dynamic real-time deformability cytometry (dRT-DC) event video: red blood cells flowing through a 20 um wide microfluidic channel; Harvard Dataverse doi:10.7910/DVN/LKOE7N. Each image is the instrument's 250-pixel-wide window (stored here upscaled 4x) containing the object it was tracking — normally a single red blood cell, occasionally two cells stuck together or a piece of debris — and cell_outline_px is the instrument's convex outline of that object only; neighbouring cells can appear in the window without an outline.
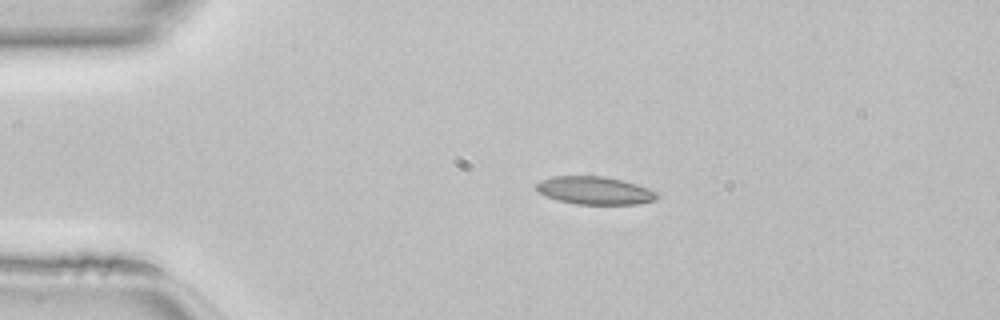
{"species": "common noctule bat (a hibernating species)", "species_latin": "Nyctalus noctula", "temperature_condition": "room temperature", "stored_images_in_passage": 38, "camera_frame_rate_fps": 3000, "um_per_image_px": 0.085, "animal": {"sex": "female", "body_mass_g": 22.7, "forearm_length_mm": 54.2}, "frame": {"image": 1, "passage_image": 1, "time_ms": 0.0, "image_size_px": [1000, 320], "cell_outline_px": [[660, 196], [656, 200], [636, 204], [576, 204], [560, 200], [548, 196], [540, 192], [536, 188], [536, 184], [540, 180], [552, 176], [604, 176], [636, 184], [660, 192]], "centroid_in_image_um": [50.61, 16.19], "position_along_channel_um": 34.4, "area_um2": 19.54}}
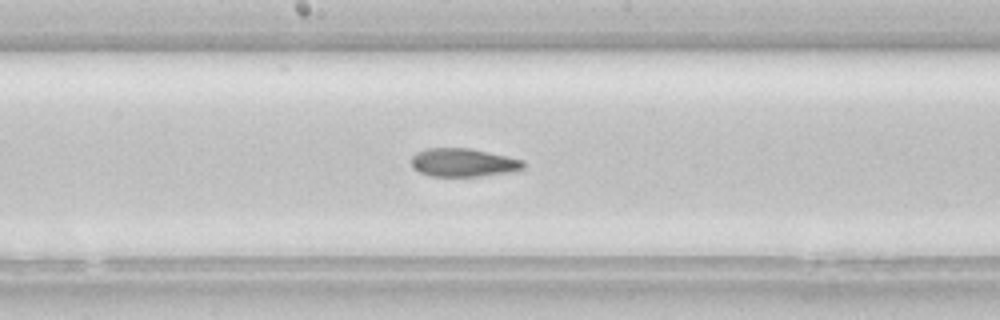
{"frame": {"image": 2, "passage_image": 16, "time_ms": 5.0, "image_size_px": [1000, 320], "cell_outline_px": [[524, 168], [504, 172], [480, 176], [428, 176], [412, 168], [412, 156], [416, 152], [424, 148], [468, 148], [524, 160]], "centroid_in_image_um": [39.3, 13.81], "position_along_channel_um": 208.9, "area_um2": 18.26}}
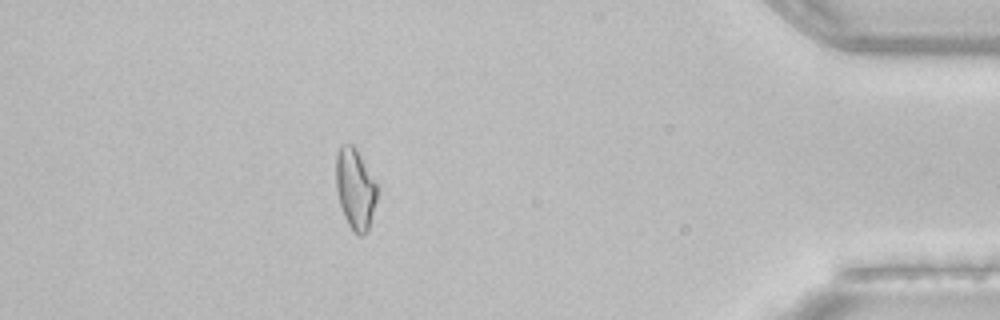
{"frame": {"image": 3, "passage_image": 33, "time_ms": 10.667, "image_size_px": [1000, 320], "cell_outline_px": [[376, 200], [368, 228], [360, 236], [352, 232], [344, 216], [340, 204], [336, 188], [336, 156], [340, 144], [352, 144], [356, 148], [376, 184]], "centroid_in_image_um": [30.16, 16.03], "position_along_channel_um": 405.0, "area_um2": 18.96}}